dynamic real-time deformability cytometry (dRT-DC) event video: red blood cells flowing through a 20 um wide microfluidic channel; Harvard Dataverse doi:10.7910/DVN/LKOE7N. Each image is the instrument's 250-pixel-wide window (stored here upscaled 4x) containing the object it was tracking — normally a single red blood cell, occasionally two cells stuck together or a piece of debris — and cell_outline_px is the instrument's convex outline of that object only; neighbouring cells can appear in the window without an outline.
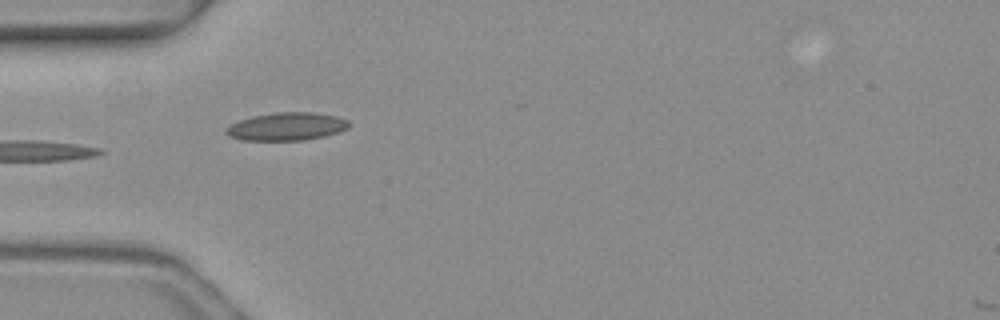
{"species": "common noctule bat (a hibernating species)", "species_latin": "Nyctalus noctula", "temperature_condition": "warm", "stored_images_in_passage": 6, "camera_frame_rate_fps": 3000, "um_per_image_px": 0.085, "animal": {"sex": "female", "body_mass_g": 19.3, "forearm_length_mm": 54.1}, "frame": {"image": 1, "passage_image": 5, "time_ms": 1.333, "image_size_px": [1000, 320], "cell_outline_px": [[348, 128], [340, 132], [324, 136], [304, 140], [244, 140], [228, 136], [224, 132], [232, 124], [240, 120], [252, 116], [276, 112], [316, 112], [336, 116], [348, 120]], "centroid_in_image_um": [24.39, 10.75], "position_along_channel_um": 60.6, "area_um2": 19.94}}
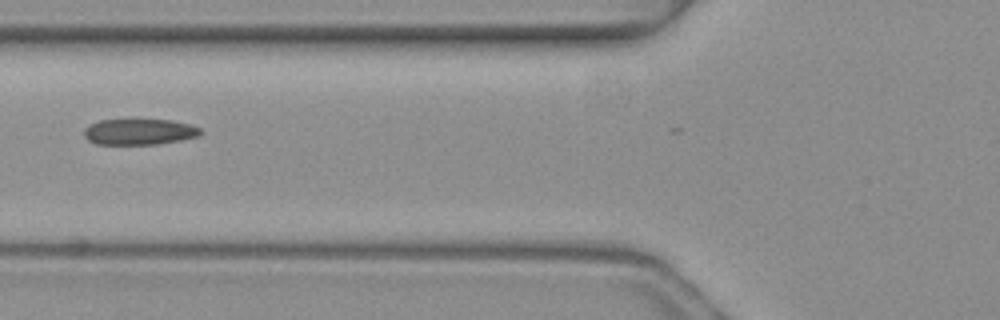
{"frame": {"image": 2, "passage_image": 6, "time_ms": 1.667, "image_size_px": [1000, 320], "cell_outline_px": [[200, 132], [196, 136], [180, 140], [156, 144], [96, 144], [88, 140], [84, 136], [84, 128], [100, 120], [172, 120], [188, 124], [200, 128]], "centroid_in_image_um": [11.8, 11.2], "position_along_channel_um": 114.0, "area_um2": 17.28}}